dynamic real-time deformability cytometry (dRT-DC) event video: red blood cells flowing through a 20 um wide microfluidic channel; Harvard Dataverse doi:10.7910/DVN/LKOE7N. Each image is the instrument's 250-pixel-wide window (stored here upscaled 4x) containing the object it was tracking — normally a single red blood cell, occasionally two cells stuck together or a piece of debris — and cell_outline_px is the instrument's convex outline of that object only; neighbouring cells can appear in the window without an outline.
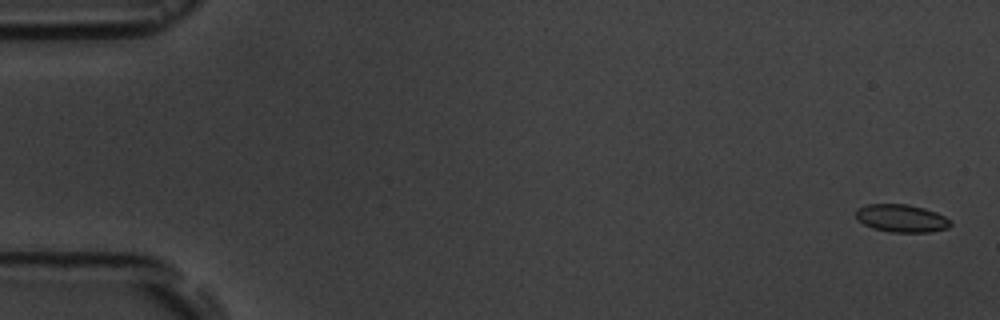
{"species": "common noctule bat (a hibernating species)", "species_latin": "Nyctalus noctula", "temperature_condition": "room temperature", "stored_images_in_passage": 8, "camera_frame_rate_fps": 3000, "um_per_image_px": 0.085, "animal": {"sex": "male", "body_mass_g": 19.5, "forearm_length_mm": 54.6}, "frame": {"image": 1, "passage_image": 1, "time_ms": 0.0, "image_size_px": [1000, 320], "cell_outline_px": [[952, 224], [948, 228], [932, 232], [892, 232], [872, 228], [864, 224], [856, 216], [856, 212], [860, 208], [868, 204], [908, 204], [924, 208], [936, 212], [952, 220]], "centroid_in_image_um": [76.69, 18.56], "position_along_channel_um": 8.3, "area_um2": 15.26}}
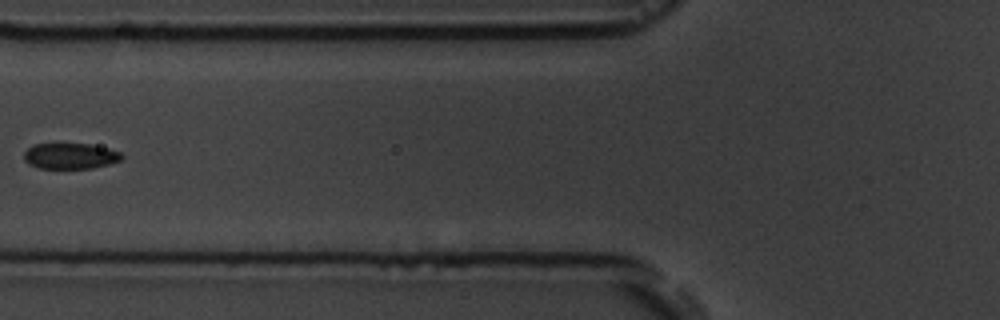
{"frame": {"image": 2, "passage_image": 7, "time_ms": 7.0, "image_size_px": [1000, 320], "cell_outline_px": [[124, 156], [120, 160], [108, 164], [92, 168], [40, 168], [28, 164], [24, 160], [24, 152], [32, 144], [88, 144], [108, 148], [120, 152]], "centroid_in_image_um": [5.95, 13.26], "position_along_channel_um": 119.8, "area_um2": 14.62}}
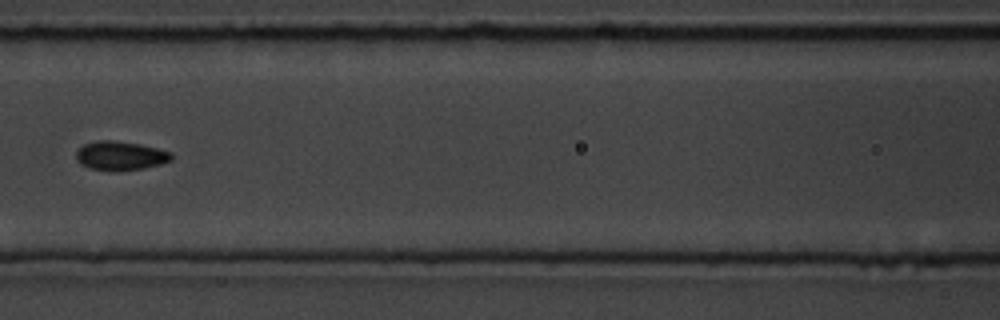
{"frame": {"image": 3, "passage_image": 8, "time_ms": 8.0, "image_size_px": [1000, 320], "cell_outline_px": [[172, 160], [160, 164], [144, 168], [116, 172], [112, 172], [88, 168], [80, 164], [76, 160], [76, 152], [84, 144], [96, 140], [112, 140], [140, 144], [172, 152]], "centroid_in_image_um": [10.21, 13.25], "position_along_channel_um": 156.4, "area_um2": 16.36}}